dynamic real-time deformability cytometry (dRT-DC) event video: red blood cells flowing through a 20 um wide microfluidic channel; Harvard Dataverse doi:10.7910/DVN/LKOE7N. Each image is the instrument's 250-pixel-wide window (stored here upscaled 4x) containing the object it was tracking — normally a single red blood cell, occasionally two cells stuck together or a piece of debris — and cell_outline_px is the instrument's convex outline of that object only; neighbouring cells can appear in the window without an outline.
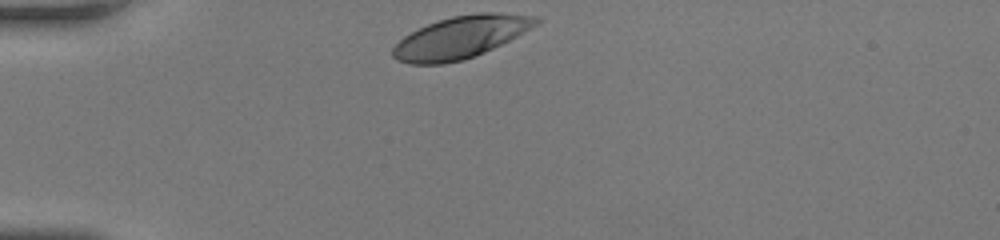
{"species": "human", "species_latin": "Homo sapiens", "temperature_condition": "room temperature", "stored_images_in_passage": 29, "camera_frame_rate_fps": 3000, "um_per_image_px": 0.085, "donor": {"sex": "female"}, "frame": {"image": 1, "passage_image": 1, "time_ms": 0.0, "image_size_px": [1000, 240], "cell_outline_px": [[540, 20], [536, 24], [516, 36], [484, 52], [460, 60], [444, 64], [408, 64], [396, 60], [392, 56], [392, 48], [404, 36], [428, 24], [452, 16], [480, 12], [492, 12], [540, 16]], "centroid_in_image_um": [39.12, 3.16], "position_along_channel_um": 45.9, "area_um2": 34.68}}
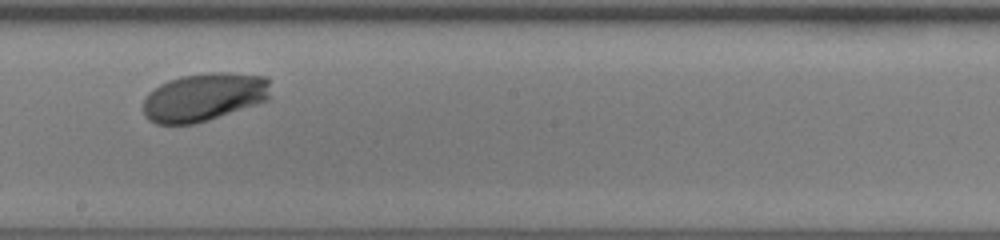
{"frame": {"image": 2, "passage_image": 17, "time_ms": 5.333, "image_size_px": [1000, 240], "cell_outline_px": [[272, 100], [208, 120], [192, 124], [156, 124], [148, 120], [144, 116], [144, 96], [148, 92], [160, 84], [168, 80], [180, 76], [208, 72], [232, 72], [268, 76], [272, 96]], "centroid_in_image_um": [17.4, 8.24], "position_along_channel_um": 230.8, "area_um2": 36.65}}
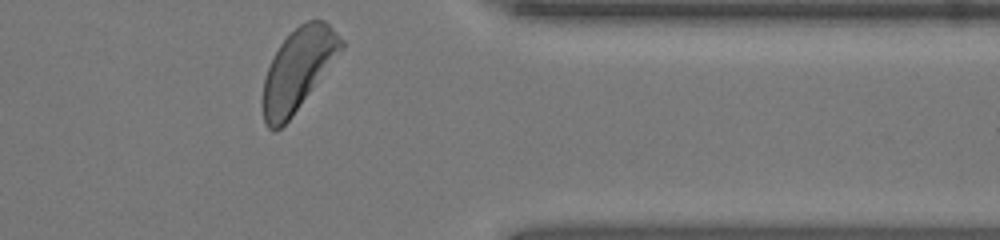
{"frame": {"image": 3, "passage_image": 29, "time_ms": 9.333, "image_size_px": [1000, 240], "cell_outline_px": [[344, 48], [292, 116], [276, 132], [272, 132], [268, 128], [264, 120], [264, 80], [268, 68], [280, 44], [300, 24], [308, 20], [324, 20], [344, 40]], "centroid_in_image_um": [25.36, 5.91], "position_along_channel_um": 386.0, "area_um2": 36.47}, "authors_computed_cell_mechanics": {"area_um2": 36.2984, "velocity_mm_per_s": 4.1067, "shape_relaxation_time_tau1_ms": 1.9047, "shape_relaxation_time_tau2_ms": null, "deformation_change_tau1": 0.1323, "deformation_change_tau2": null}}